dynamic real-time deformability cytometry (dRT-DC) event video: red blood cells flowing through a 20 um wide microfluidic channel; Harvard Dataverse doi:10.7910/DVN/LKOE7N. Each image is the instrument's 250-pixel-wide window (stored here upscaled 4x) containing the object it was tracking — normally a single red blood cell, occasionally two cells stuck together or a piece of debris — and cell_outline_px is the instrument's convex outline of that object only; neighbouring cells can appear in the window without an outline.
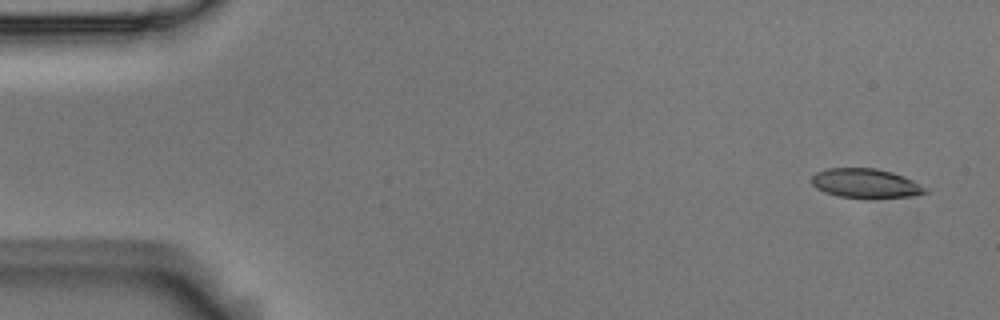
{"species": "Egyptian fruit bat (a non-hibernating species)", "species_latin": "Rousettus aegyptiacus", "temperature_condition": "room temperature", "stored_images_in_passage": 10, "camera_frame_rate_fps": 3000, "um_per_image_px": 0.085, "animal": {"sex": "male"}, "frame": {"image": 1, "passage_image": 1, "time_ms": 0.0, "image_size_px": [1000, 320], "cell_outline_px": [[928, 192], [912, 196], [872, 200], [864, 200], [840, 196], [824, 192], [816, 188], [812, 184], [812, 176], [816, 172], [828, 168], [876, 168], [892, 172], [904, 176], [912, 180], [924, 188]], "centroid_in_image_um": [73.56, 15.61], "position_along_channel_um": 11.4, "area_um2": 19.83}}
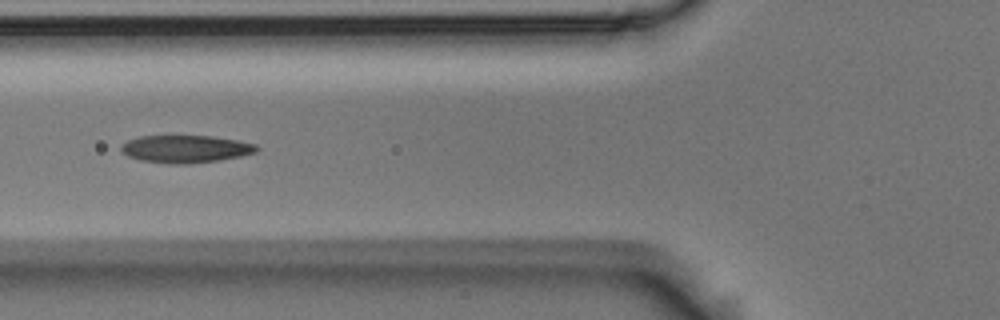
{"frame": {"image": 2, "passage_image": 6, "time_ms": 1.667, "image_size_px": [1000, 320], "cell_outline_px": [[260, 148], [256, 152], [240, 156], [220, 160], [188, 164], [168, 164], [140, 160], [128, 156], [120, 152], [120, 144], [128, 140], [140, 136], [212, 136], [236, 140], [256, 144]], "centroid_in_image_um": [15.74, 12.66], "position_along_channel_um": 110.1, "area_um2": 21.91}}
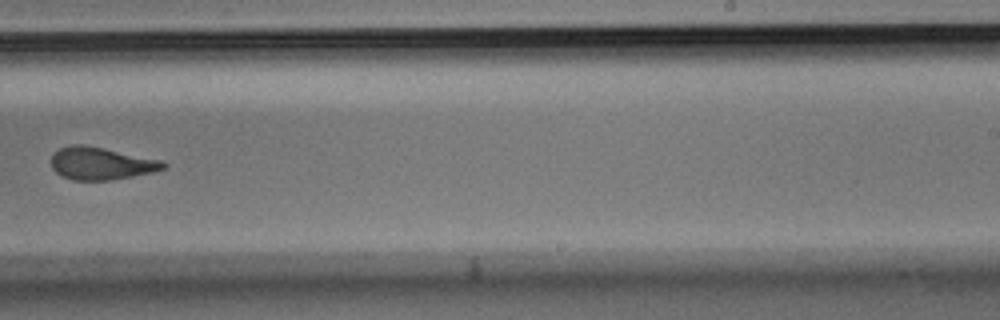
{"frame": {"image": 3, "passage_image": 10, "time_ms": 3.0, "image_size_px": [1000, 320], "cell_outline_px": [[168, 164], [164, 168], [152, 172], [112, 180], [72, 180], [56, 172], [52, 168], [52, 156], [60, 148], [72, 144], [84, 144], [104, 148], [160, 160]], "centroid_in_image_um": [8.58, 13.89], "position_along_channel_um": 280.4, "area_um2": 20.98}}